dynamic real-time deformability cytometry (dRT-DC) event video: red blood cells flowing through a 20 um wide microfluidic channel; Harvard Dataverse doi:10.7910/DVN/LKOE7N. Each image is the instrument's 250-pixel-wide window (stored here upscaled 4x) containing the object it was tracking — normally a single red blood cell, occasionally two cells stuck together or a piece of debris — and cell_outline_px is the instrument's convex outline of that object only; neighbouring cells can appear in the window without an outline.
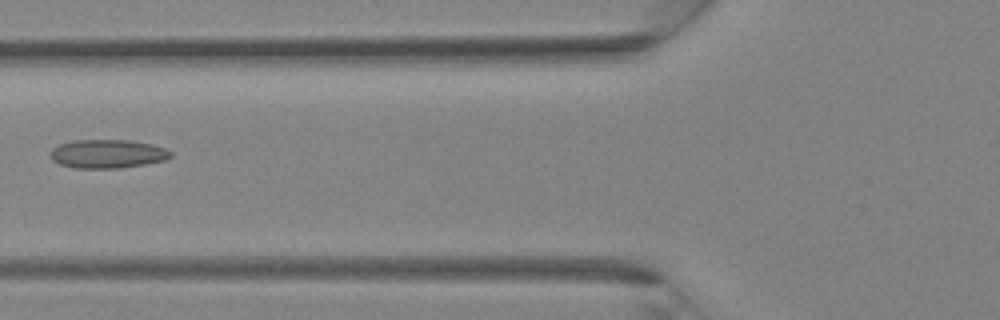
{"species": "Egyptian fruit bat (a non-hibernating species)", "species_latin": "Rousettus aegyptiacus", "temperature_condition": "room temperature", "stored_images_in_passage": 34, "camera_frame_rate_fps": 3000, "um_per_image_px": 0.085, "animal": {"sex": "female"}, "frame": {"image": 1, "passage_image": 14, "time_ms": 4.333, "image_size_px": [1000, 320], "cell_outline_px": [[172, 156], [164, 160], [144, 164], [116, 168], [76, 168], [60, 164], [52, 160], [52, 148], [60, 144], [72, 140], [128, 140], [152, 144], [164, 148], [172, 152]], "centroid_in_image_um": [9.14, 13.07], "position_along_channel_um": 116.7, "area_um2": 19.88}}
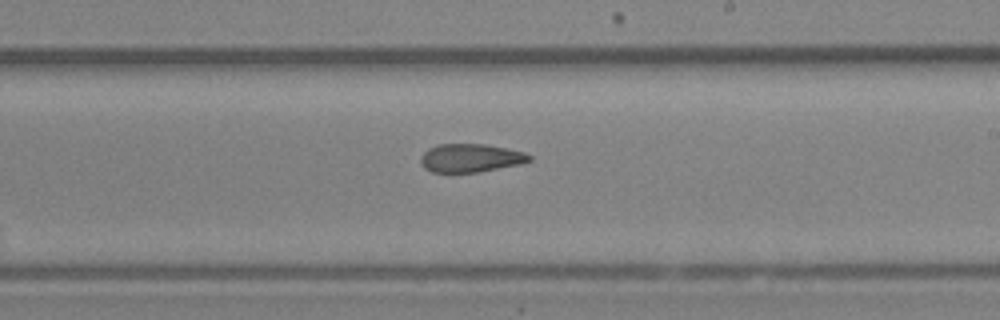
{"frame": {"image": 2, "passage_image": 21, "time_ms": 6.667, "image_size_px": [1000, 320], "cell_outline_px": [[532, 160], [520, 164], [480, 172], [432, 172], [424, 168], [420, 164], [420, 156], [428, 148], [440, 144], [484, 144], [524, 152], [532, 156]], "centroid_in_image_um": [39.98, 13.43], "position_along_channel_um": 249.0, "area_um2": 17.98}}
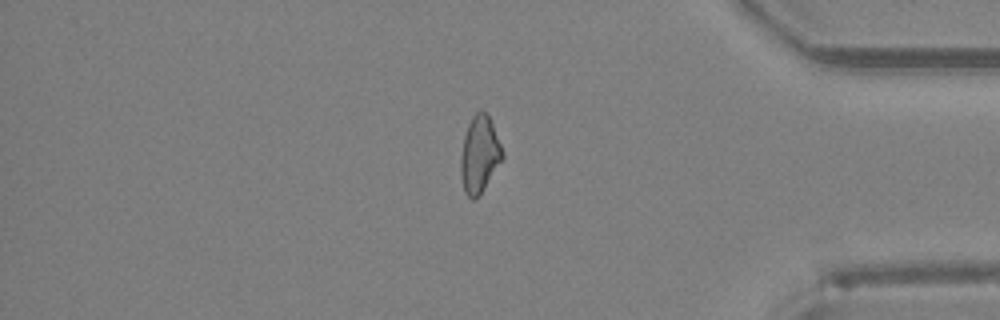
{"frame": {"image": 3, "passage_image": 30, "time_ms": 9.667, "image_size_px": [1000, 320], "cell_outline_px": [[504, 156], [484, 188], [476, 200], [472, 200], [464, 192], [460, 176], [460, 156], [464, 136], [468, 124], [472, 116], [480, 108], [488, 116], [492, 124], [504, 152]], "centroid_in_image_um": [40.73, 13.14], "position_along_channel_um": 394.5, "area_um2": 18.67}}